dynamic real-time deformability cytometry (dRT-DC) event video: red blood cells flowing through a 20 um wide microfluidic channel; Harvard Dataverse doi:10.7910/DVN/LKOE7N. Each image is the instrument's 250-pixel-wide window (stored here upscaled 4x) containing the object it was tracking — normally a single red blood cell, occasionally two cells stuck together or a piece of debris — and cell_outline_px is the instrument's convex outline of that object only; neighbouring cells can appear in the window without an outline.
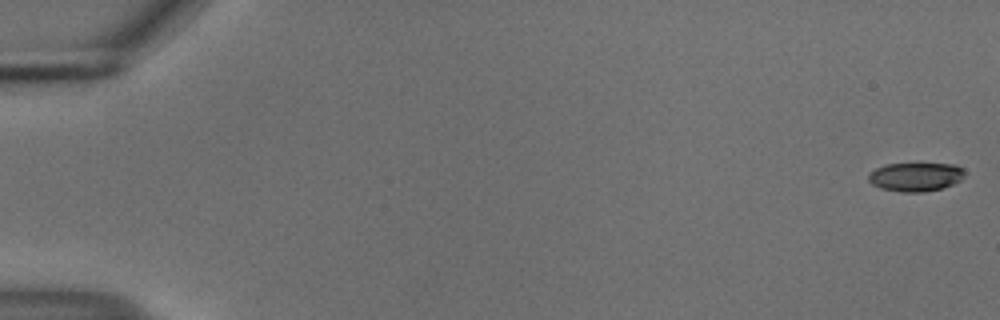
{"species": "common noctule bat (a hibernating species)", "species_latin": "Nyctalus noctula", "temperature_condition": "cold", "stored_images_in_passage": 55, "camera_frame_rate_fps": 3000, "um_per_image_px": 0.085, "animal": {"sex": "male", "body_mass_g": 18.8}, "frame": {"image": 1, "passage_image": 1, "time_ms": 0.0, "image_size_px": [1000, 320], "cell_outline_px": [[964, 172], [960, 180], [952, 184], [940, 188], [924, 192], [900, 192], [880, 188], [872, 184], [868, 180], [868, 172], [884, 164], [956, 164], [964, 168]], "centroid_in_image_um": [77.78, 15.03], "position_along_channel_um": 7.2, "area_um2": 16.13}}
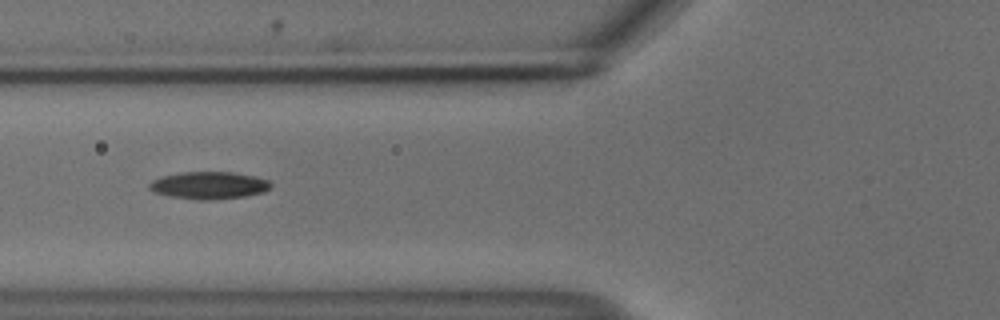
{"frame": {"image": 2, "passage_image": 22, "time_ms": 7.0, "image_size_px": [1000, 320], "cell_outline_px": [[272, 184], [264, 192], [244, 196], [208, 200], [196, 200], [168, 196], [152, 192], [148, 188], [148, 184], [152, 180], [160, 176], [180, 172], [232, 172], [256, 176], [268, 180]], "centroid_in_image_um": [17.7, 15.75], "position_along_channel_um": 108.1, "area_um2": 19.54}}
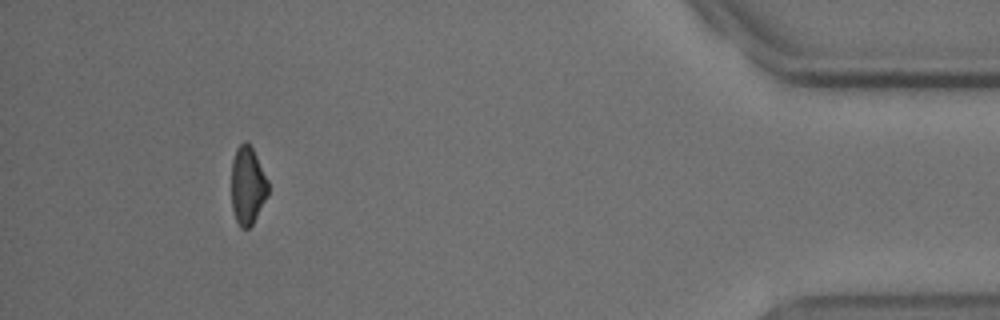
{"frame": {"image": 3, "passage_image": 51, "time_ms": 16.667, "image_size_px": [1000, 320], "cell_outline_px": [[268, 196], [252, 224], [248, 228], [240, 228], [236, 220], [232, 208], [232, 160], [236, 148], [244, 140], [248, 140], [268, 180]], "centroid_in_image_um": [21.04, 15.75], "position_along_channel_um": 414.2, "area_um2": 16.7}, "authors_computed_cell_mechanics": {"area_um2": 18.2648, "velocity_mm_per_s": 3.7409, "shape_relaxation_time_tau1_ms": 4.8812, "shape_relaxation_time_tau2_ms": null, "deformation_change_tau1": 0.146, "deformation_change_tau2": null}}